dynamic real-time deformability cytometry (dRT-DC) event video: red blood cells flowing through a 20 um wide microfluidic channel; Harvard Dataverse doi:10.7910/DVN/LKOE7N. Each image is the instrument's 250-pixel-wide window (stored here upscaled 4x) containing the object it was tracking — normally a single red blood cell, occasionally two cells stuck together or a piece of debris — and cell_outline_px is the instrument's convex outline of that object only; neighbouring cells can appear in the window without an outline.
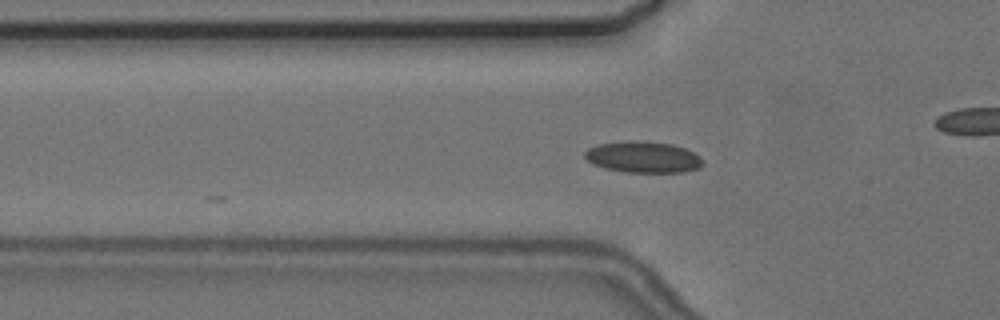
{"species": "common noctule bat (a hibernating species)", "species_latin": "Nyctalus noctula", "temperature_condition": "cold", "stored_images_in_passage": 10, "camera_frame_rate_fps": 3000, "um_per_image_px": 0.085, "animal": {"sex": "female", "body_mass_g": 24.6, "forearm_length_mm": 56.2}, "frame": {"image": 1, "passage_image": 5, "time_ms": 5.667, "image_size_px": [1000, 320], "cell_outline_px": [[704, 164], [700, 168], [684, 172], [624, 172], [604, 168], [592, 164], [584, 156], [584, 152], [588, 148], [596, 144], [628, 140], [636, 140], [672, 144], [684, 148], [700, 156]], "centroid_in_image_um": [54.65, 13.35], "position_along_channel_um": 71.2, "area_um2": 21.73}}